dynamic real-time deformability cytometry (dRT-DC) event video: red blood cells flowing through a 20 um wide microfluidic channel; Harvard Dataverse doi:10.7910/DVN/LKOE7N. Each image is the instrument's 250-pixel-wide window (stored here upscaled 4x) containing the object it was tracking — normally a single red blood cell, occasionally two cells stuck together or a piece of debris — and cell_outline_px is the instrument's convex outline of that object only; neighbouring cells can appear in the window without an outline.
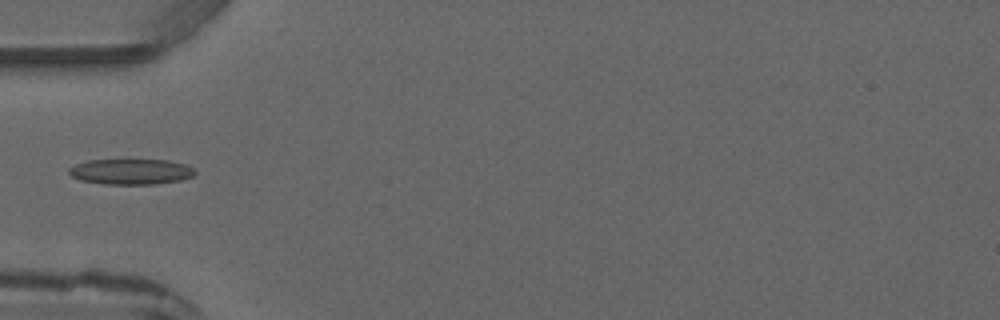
{"species": "common noctule bat (a hibernating species)", "species_latin": "Nyctalus noctula", "temperature_condition": "warm", "stored_images_in_passage": 4, "camera_frame_rate_fps": 3000, "um_per_image_px": 0.085, "animal": {"sex": "male", "forearm_length_mm": 52.5}, "frame": {"image": 1, "passage_image": 4, "time_ms": 3.667, "image_size_px": [1000, 320], "cell_outline_px": [[196, 172], [192, 176], [180, 180], [156, 184], [104, 184], [80, 180], [72, 176], [68, 172], [68, 168], [76, 164], [88, 160], [168, 160], [184, 164], [192, 168]], "centroid_in_image_um": [11.1, 14.59], "position_along_channel_um": 73.9, "area_um2": 18.67}}